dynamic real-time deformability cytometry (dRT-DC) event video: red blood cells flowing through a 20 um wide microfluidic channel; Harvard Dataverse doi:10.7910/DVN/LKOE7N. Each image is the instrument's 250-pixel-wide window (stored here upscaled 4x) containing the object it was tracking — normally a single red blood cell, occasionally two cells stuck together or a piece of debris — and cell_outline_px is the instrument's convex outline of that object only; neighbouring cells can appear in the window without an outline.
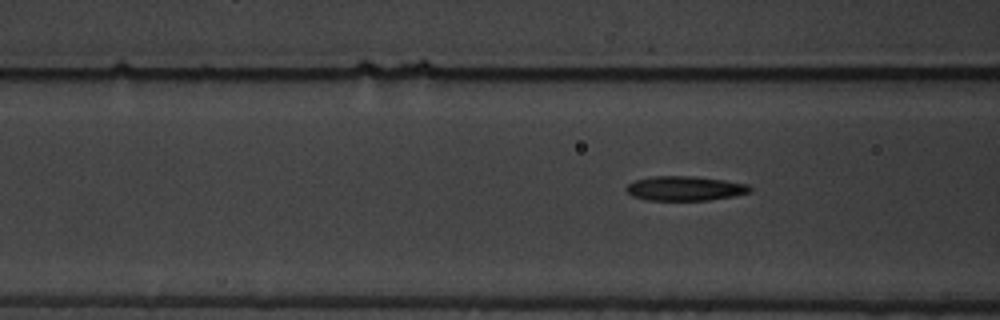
{"species": "common noctule bat (a hibernating species)", "species_latin": "Nyctalus noctula", "temperature_condition": "warm", "stored_images_in_passage": 17, "camera_frame_rate_fps": 3000, "um_per_image_px": 0.085, "animal": {"sex": "male", "body_mass_g": 19.5, "forearm_length_mm": 54.6}, "frame": {"image": 1, "passage_image": 8, "time_ms": 9.0, "image_size_px": [1000, 320], "cell_outline_px": [[752, 192], [732, 196], [708, 200], [644, 200], [632, 196], [624, 188], [628, 184], [636, 180], [652, 176], [692, 176], [724, 180], [748, 184], [752, 188]], "centroid_in_image_um": [58.21, 16.01], "position_along_channel_um": 108.4, "area_um2": 17.69}}
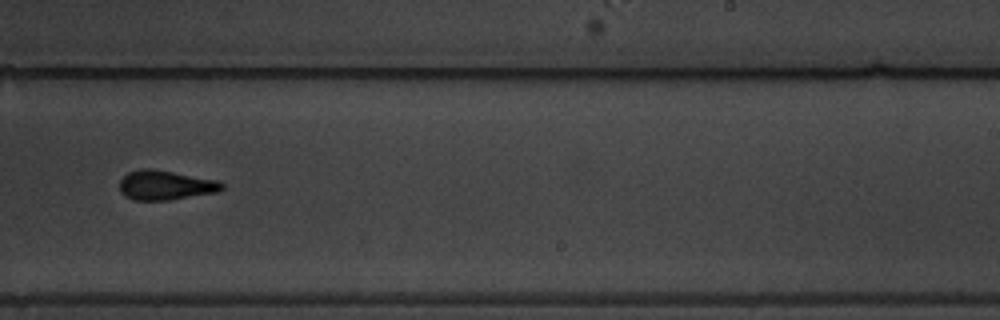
{"frame": {"image": 2, "passage_image": 12, "time_ms": 13.667, "image_size_px": [1000, 320], "cell_outline_px": [[224, 188], [216, 192], [168, 200], [132, 200], [124, 196], [120, 192], [120, 180], [128, 172], [140, 168], [152, 168], [216, 180], [224, 184]], "centroid_in_image_um": [14.01, 15.74], "position_along_channel_um": 275.0, "area_um2": 17.57}}
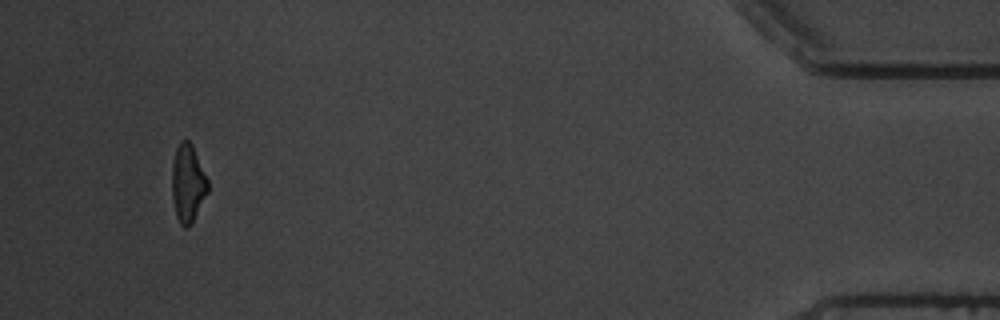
{"frame": {"image": 3, "passage_image": 17, "time_ms": 19.667, "image_size_px": [1000, 320], "cell_outline_px": [[208, 192], [188, 228], [184, 228], [180, 224], [176, 216], [172, 196], [172, 164], [176, 148], [180, 140], [188, 140], [192, 144], [208, 180]], "centroid_in_image_um": [15.95, 15.57], "position_along_channel_um": 419.2, "area_um2": 16.18}, "authors_computed_cell_mechanics": {"area_um2": 17.1666, "velocity_mm_per_s": 3.5619, "shape_relaxation_time_tau1_ms": 5.8094, "shape_relaxation_time_tau2_ms": 4.4906, "deformation_change_tau1": 0.2495, "deformation_change_tau2": 0.1228}}